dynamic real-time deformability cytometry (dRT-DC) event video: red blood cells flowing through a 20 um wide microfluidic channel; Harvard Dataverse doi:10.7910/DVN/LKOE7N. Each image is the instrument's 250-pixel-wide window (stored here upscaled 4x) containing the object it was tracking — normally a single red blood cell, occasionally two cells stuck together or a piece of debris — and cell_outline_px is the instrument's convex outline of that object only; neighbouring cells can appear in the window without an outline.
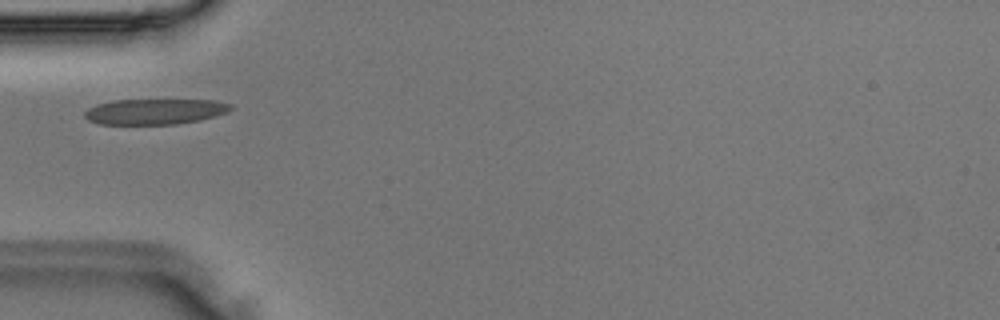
{"species": "Egyptian fruit bat (a non-hibernating species)", "species_latin": "Rousettus aegyptiacus", "temperature_condition": "room temperature", "stored_images_in_passage": 2, "camera_frame_rate_fps": 3000, "um_per_image_px": 0.085, "animal": {"sex": "male"}, "frame": {"image": 1, "passage_image": 2, "time_ms": 0.333, "image_size_px": [1000, 320], "cell_outline_px": [[232, 108], [224, 112], [200, 120], [176, 124], [100, 124], [88, 120], [84, 116], [84, 112], [88, 108], [96, 104], [112, 100], [216, 100], [232, 104]], "centroid_in_image_um": [13.11, 9.47], "position_along_channel_um": 71.9, "area_um2": 21.68}}